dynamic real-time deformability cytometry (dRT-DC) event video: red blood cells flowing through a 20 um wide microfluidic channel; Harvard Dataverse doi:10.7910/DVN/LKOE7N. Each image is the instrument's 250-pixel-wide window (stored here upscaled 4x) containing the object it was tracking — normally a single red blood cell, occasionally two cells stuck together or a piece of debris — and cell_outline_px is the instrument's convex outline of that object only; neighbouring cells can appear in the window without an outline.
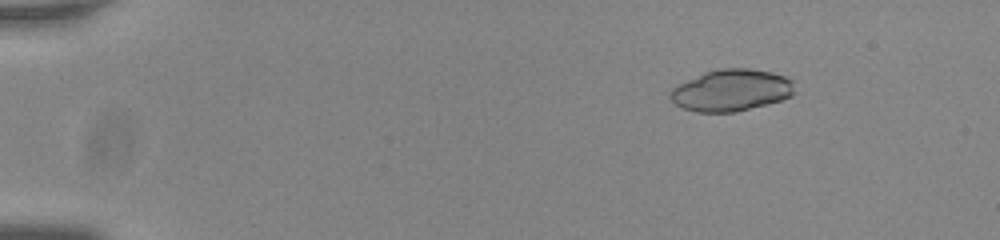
{"species": "common noctule bat (a hibernating species)", "species_latin": "Nyctalus noctula", "temperature_condition": "room temperature", "stored_images_in_passage": 55, "camera_frame_rate_fps": 3000, "um_per_image_px": 0.085, "animal": {"sex": "male", "body_mass_g": 20.0, "forearm_length_mm": 53.3}, "frame": {"image": 1, "passage_image": 8, "time_ms": 2.333, "image_size_px": [1000, 240], "cell_outline_px": [[796, 92], [792, 96], [768, 104], [736, 112], [696, 112], [684, 108], [676, 104], [668, 96], [668, 92], [676, 84], [704, 72], [720, 68], [748, 68], [772, 72], [784, 76], [792, 80]], "centroid_in_image_um": [62.15, 7.67], "position_along_channel_um": 22.9, "area_um2": 30.58}}